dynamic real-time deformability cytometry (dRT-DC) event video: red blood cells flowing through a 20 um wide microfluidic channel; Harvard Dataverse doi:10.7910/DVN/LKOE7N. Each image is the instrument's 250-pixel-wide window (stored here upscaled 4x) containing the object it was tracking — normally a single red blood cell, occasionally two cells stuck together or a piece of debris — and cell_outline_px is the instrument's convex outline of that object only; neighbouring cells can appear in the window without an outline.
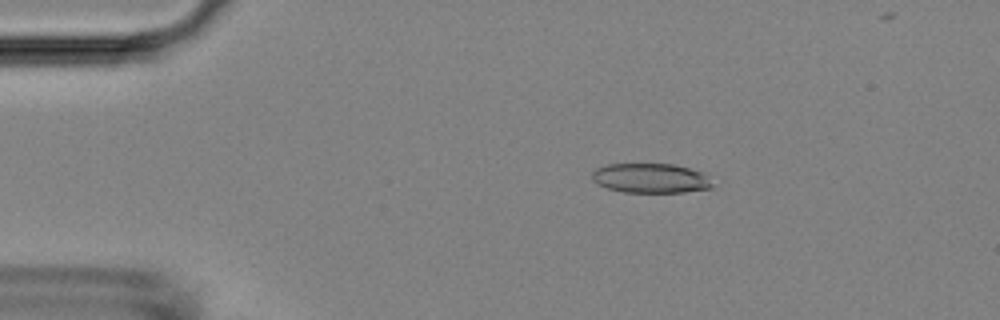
{"species": "Egyptian fruit bat (a non-hibernating species)", "species_latin": "Rousettus aegyptiacus", "temperature_condition": "room temperature", "stored_images_in_passage": 14, "camera_frame_rate_fps": 3000, "um_per_image_px": 0.085, "animal": {"sex": "female"}, "frame": {"image": 1, "passage_image": 9, "time_ms": 2.667, "image_size_px": [1000, 320], "cell_outline_px": [[712, 188], [684, 192], [624, 192], [608, 188], [592, 180], [592, 172], [596, 168], [608, 164], [676, 164], [704, 172], [708, 176], [712, 184]], "centroid_in_image_um": [55.34, 15.14], "position_along_channel_um": 29.7, "area_um2": 20.81}}